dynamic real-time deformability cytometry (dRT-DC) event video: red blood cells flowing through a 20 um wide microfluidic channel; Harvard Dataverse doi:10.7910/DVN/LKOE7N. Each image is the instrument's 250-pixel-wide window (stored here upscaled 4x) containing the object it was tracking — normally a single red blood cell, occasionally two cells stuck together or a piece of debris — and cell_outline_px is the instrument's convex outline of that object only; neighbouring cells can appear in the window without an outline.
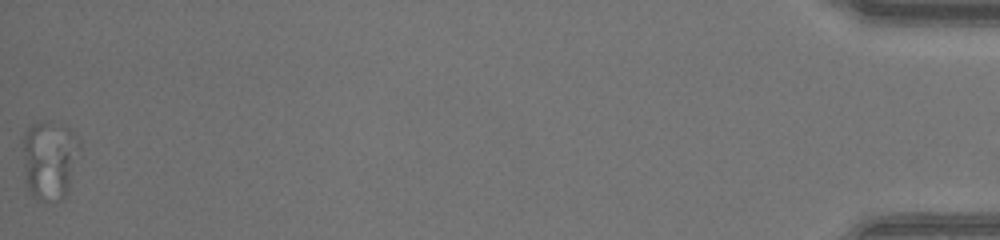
{"species": "human", "species_latin": "Homo sapiens", "temperature_condition": "warm", "stored_images_in_passage": 37, "camera_frame_rate_fps": 3000, "um_per_image_px": 0.085, "donor": {"sex": "male"}, "frame": {"image": 1, "passage_image": 37, "time_ms": 12.0, "image_size_px": [1000, 240], "cell_outline_px": [[80, 152], [68, 188], [64, 196], [44, 200], [32, 196], [28, 188], [24, 172], [24, 136], [28, 128], [32, 124], [40, 120], [44, 120], [64, 124], [80, 140]], "centroid_in_image_um": [4.23, 13.49], "position_along_channel_um": 431.0, "area_um2": 25.95}}